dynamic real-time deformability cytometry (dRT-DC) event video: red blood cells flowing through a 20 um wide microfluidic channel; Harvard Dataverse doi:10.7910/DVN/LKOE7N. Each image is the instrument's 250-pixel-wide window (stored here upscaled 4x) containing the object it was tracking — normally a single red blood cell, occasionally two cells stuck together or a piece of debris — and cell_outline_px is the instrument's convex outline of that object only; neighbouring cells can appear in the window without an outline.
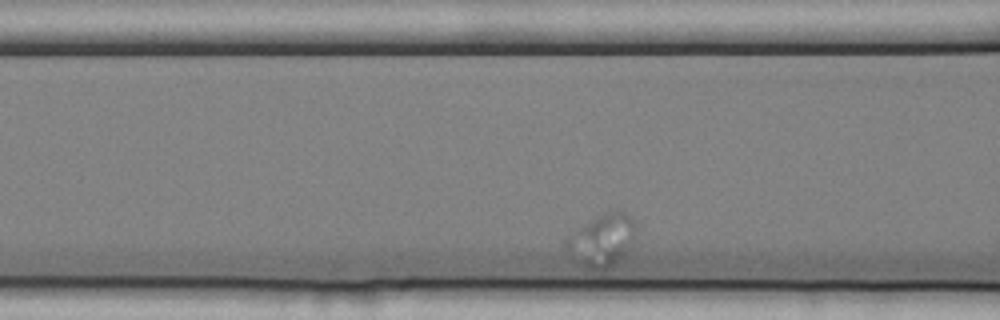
{"species": "common noctule bat (a hibernating species)", "species_latin": "Nyctalus noctula", "temperature_condition": "cold", "stored_images_in_passage": 33, "camera_frame_rate_fps": 3000, "um_per_image_px": 0.085, "animal": {"sex": "female", "body_mass_g": 25.1}, "frame": {"image": 1, "passage_image": 6, "time_ms": 1.667, "image_size_px": [1000, 320], "cell_outline_px": [[636, 236], [624, 256], [620, 260], [608, 268], [588, 268], [564, 244], [564, 240], [568, 236], [604, 212], [616, 208], [620, 208], [636, 224]], "centroid_in_image_um": [51.27, 20.35], "position_along_channel_um": 115.3, "area_um2": 20.46}}
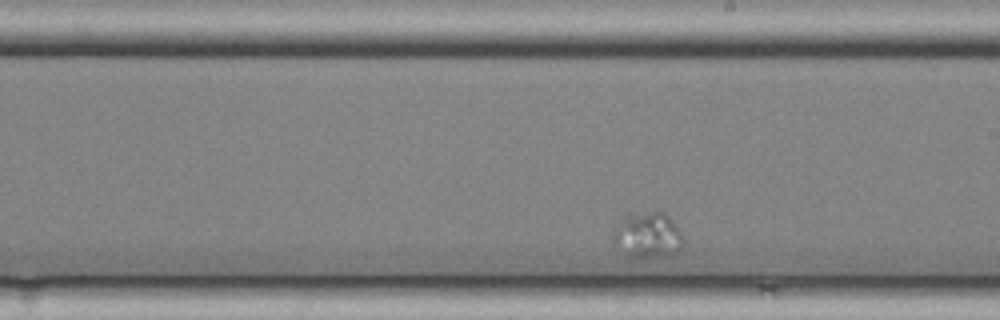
{"frame": {"image": 2, "passage_image": 19, "time_ms": 6.0, "image_size_px": [1000, 320], "cell_outline_px": [[684, 244], [680, 252], [656, 256], [628, 256], [612, 240], [612, 224], [624, 216], [652, 212], [664, 212], [668, 216], [680, 232], [684, 240]], "centroid_in_image_um": [55.02, 19.97], "position_along_channel_um": 234.0, "area_um2": 18.5}}
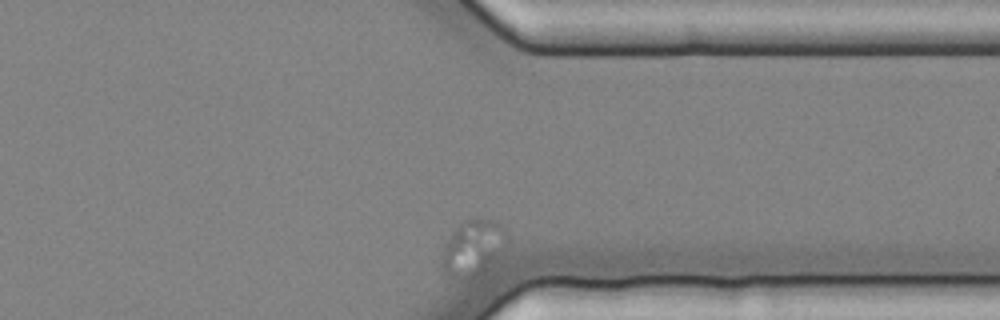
{"frame": {"image": 3, "passage_image": 33, "time_ms": 10.667, "image_size_px": [1000, 320], "cell_outline_px": [[508, 244], [504, 252], [484, 272], [468, 280], [460, 280], [448, 276], [440, 268], [440, 260], [444, 244], [452, 232], [460, 224], [468, 220], [496, 220], [508, 232]], "centroid_in_image_um": [40.22, 21.13], "position_along_channel_um": 371.2, "area_um2": 21.79}}